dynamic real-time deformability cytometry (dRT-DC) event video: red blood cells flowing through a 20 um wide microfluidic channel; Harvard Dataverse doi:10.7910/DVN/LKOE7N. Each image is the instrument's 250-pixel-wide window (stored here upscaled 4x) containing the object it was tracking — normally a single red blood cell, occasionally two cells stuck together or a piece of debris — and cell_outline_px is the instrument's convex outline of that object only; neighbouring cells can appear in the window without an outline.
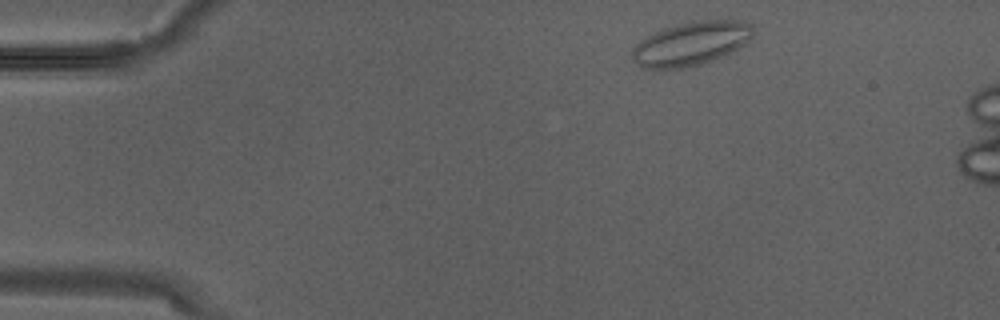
{"species": "Egyptian fruit bat (a non-hibernating species)", "species_latin": "Rousettus aegyptiacus", "temperature_condition": "warm", "stored_images_in_passage": 3, "camera_frame_rate_fps": 3000, "um_per_image_px": 0.085, "animal": {"sex": "male"}, "frame": {"image": 1, "passage_image": 1, "time_ms": 0.0, "image_size_px": [1000, 320], "cell_outline_px": [[752, 36], [744, 44], [720, 56], [700, 64], [680, 68], [640, 68], [632, 60], [632, 48], [640, 40], [664, 28], [676, 24], [704, 20], [740, 20], [752, 24]], "centroid_in_image_um": [58.69, 3.7], "position_along_channel_um": 26.3, "area_um2": 30.29}}